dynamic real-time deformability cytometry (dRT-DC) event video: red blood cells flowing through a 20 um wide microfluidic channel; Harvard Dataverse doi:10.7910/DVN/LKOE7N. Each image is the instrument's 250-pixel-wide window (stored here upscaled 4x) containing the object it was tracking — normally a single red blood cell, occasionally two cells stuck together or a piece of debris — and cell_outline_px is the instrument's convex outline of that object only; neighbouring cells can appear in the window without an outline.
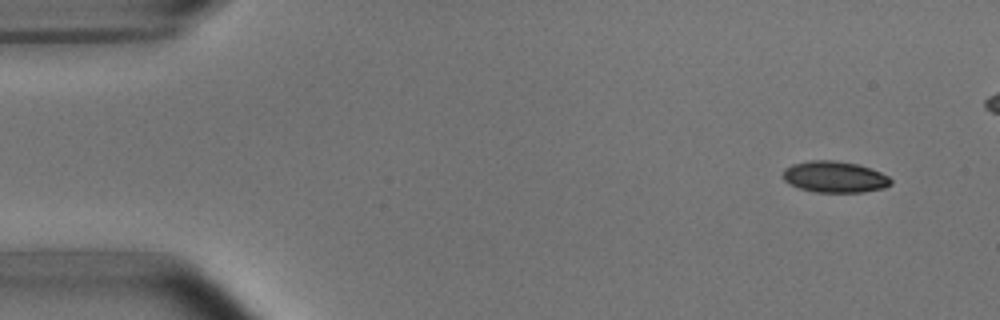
{"species": "common noctule bat (a hibernating species)", "species_latin": "Nyctalus noctula", "temperature_condition": "room temperature", "stored_images_in_passage": 7, "camera_frame_rate_fps": 3000, "um_per_image_px": 0.085, "animal": {"sex": "male", "body_mass_g": 15.6}, "frame": {"image": 1, "passage_image": 1, "time_ms": 0.0, "image_size_px": [1000, 320], "cell_outline_px": [[892, 184], [884, 188], [864, 192], [816, 192], [800, 188], [784, 180], [780, 176], [784, 168], [792, 164], [808, 160], [836, 160], [856, 164], [880, 172], [888, 176], [892, 180]], "centroid_in_image_um": [70.92, 15.03], "position_along_channel_um": 14.1, "area_um2": 19.77}}
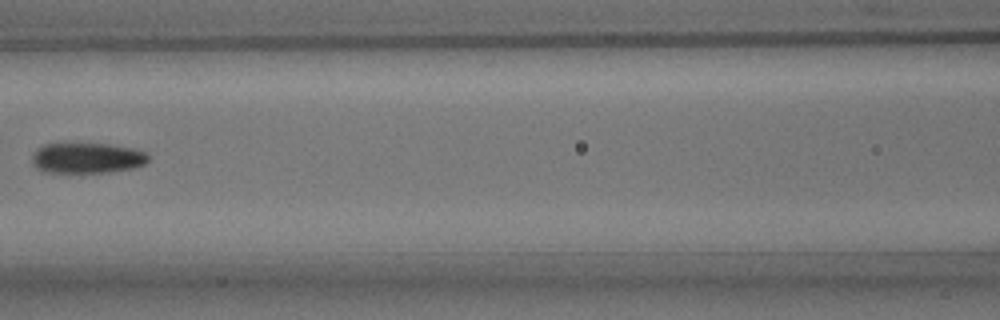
{"frame": {"image": 2, "passage_image": 6, "time_ms": 6.667, "image_size_px": [1000, 320], "cell_outline_px": [[148, 160], [144, 164], [132, 168], [108, 172], [40, 172], [32, 164], [32, 156], [36, 148], [44, 144], [108, 144], [132, 148], [144, 152], [148, 156]], "centroid_in_image_um": [7.34, 13.43], "position_along_channel_um": 159.3, "area_um2": 20.58}}
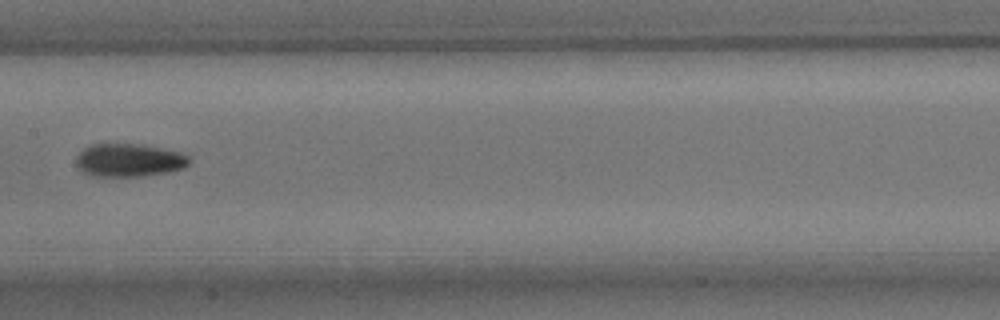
{"frame": {"image": 3, "passage_image": 7, "time_ms": 7.667, "image_size_px": [1000, 320], "cell_outline_px": [[192, 160], [184, 168], [168, 172], [140, 176], [96, 176], [84, 172], [76, 164], [76, 160], [80, 152], [84, 148], [92, 144], [140, 144], [180, 152], [188, 156]], "centroid_in_image_um": [11.0, 13.61], "position_along_channel_um": 196.4, "area_um2": 21.62}}